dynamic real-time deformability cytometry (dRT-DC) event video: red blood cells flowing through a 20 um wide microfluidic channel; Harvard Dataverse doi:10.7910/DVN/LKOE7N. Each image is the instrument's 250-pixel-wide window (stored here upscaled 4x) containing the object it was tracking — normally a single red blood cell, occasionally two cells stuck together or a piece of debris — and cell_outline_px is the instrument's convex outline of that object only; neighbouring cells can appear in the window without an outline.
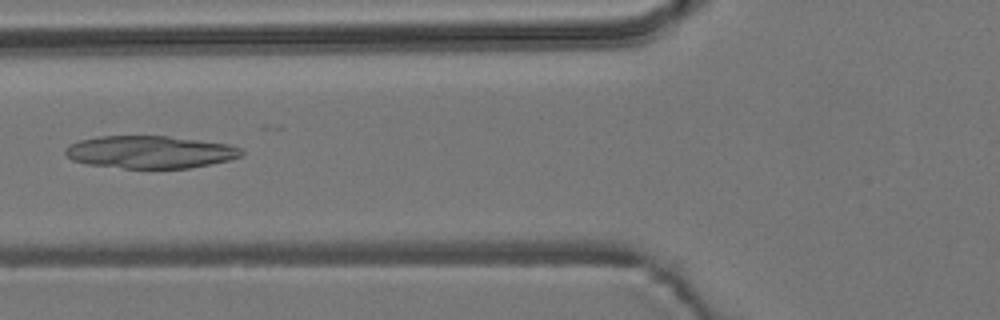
{"species": "common noctule bat (a hibernating species)", "species_latin": "Nyctalus noctula", "temperature_condition": "room temperature", "stored_images_in_passage": 5, "camera_frame_rate_fps": 3000, "um_per_image_px": 0.085, "animal": {"sex": "male", "body_mass_g": 19.2, "forearm_length_mm": 51.8}, "frame": {"image": 1, "passage_image": 4, "time_ms": 3.667, "image_size_px": [1000, 320], "cell_outline_px": [[244, 152], [240, 156], [228, 160], [188, 168], [124, 168], [88, 164], [72, 160], [64, 152], [64, 148], [68, 144], [80, 140], [100, 136], [168, 136], [228, 144], [240, 148]], "centroid_in_image_um": [12.71, 12.92], "position_along_channel_um": 113.1, "area_um2": 33.18}}
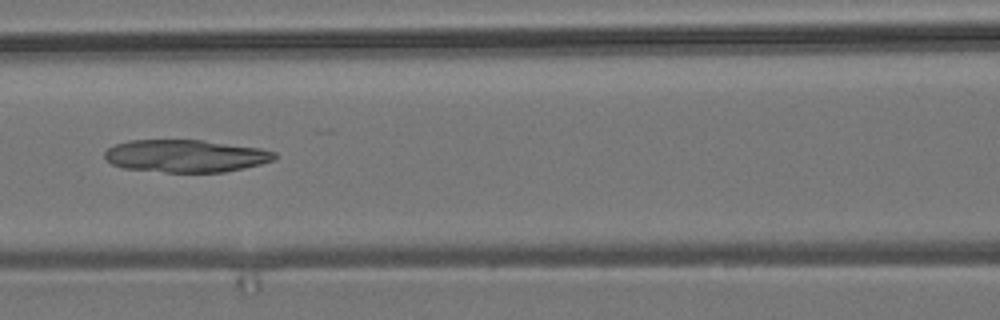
{"frame": {"image": 2, "passage_image": 5, "time_ms": 4.667, "image_size_px": [1000, 320], "cell_outline_px": [[276, 156], [272, 160], [260, 164], [244, 168], [224, 172], [164, 172], [124, 168], [112, 164], [104, 156], [104, 152], [108, 148], [116, 144], [128, 140], [200, 140], [260, 148], [276, 152]], "centroid_in_image_um": [15.76, 13.25], "position_along_channel_um": 150.8, "area_um2": 32.02}}